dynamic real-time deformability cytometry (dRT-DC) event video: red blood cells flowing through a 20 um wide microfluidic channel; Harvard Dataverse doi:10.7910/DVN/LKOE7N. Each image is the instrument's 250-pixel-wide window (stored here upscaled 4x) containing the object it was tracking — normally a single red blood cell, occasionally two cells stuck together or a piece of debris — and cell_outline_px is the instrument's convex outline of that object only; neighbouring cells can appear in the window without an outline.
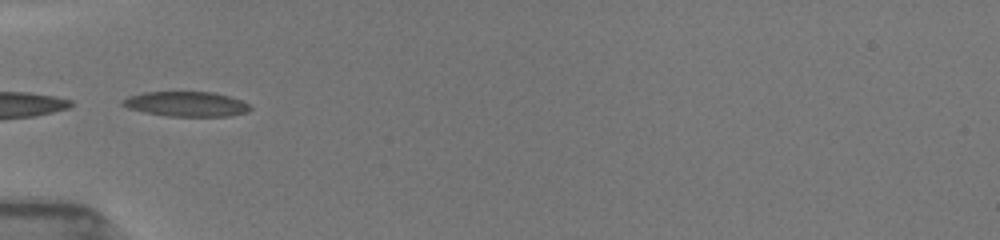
{"species": "common noctule bat (a hibernating species)", "species_latin": "Nyctalus noctula", "temperature_condition": "room temperature", "stored_images_in_passage": 2, "camera_frame_rate_fps": 3000, "um_per_image_px": 0.085, "animal": {"sex": "female", "body_mass_g": 19.5, "forearm_length_mm": 54.1}, "frame": {"image": 1, "passage_image": 1, "time_ms": 0.0, "image_size_px": [1000, 240], "cell_outline_px": [[252, 108], [248, 112], [228, 116], [164, 116], [144, 112], [128, 108], [120, 104], [120, 100], [128, 96], [144, 92], [212, 92], [228, 96], [240, 100], [248, 104]], "centroid_in_image_um": [15.79, 8.84], "position_along_channel_um": 69.2, "area_um2": 18.55}}